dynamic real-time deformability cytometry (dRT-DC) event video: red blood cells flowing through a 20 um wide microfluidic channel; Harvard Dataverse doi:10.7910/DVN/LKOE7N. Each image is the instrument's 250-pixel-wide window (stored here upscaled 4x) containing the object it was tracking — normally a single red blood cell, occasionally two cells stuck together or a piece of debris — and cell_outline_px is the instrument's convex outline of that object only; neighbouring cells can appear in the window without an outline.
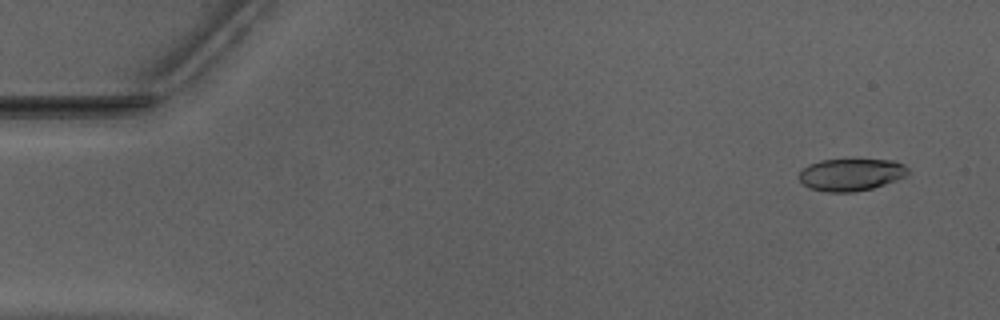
{"species": "Egyptian fruit bat (a non-hibernating species)", "species_latin": "Rousettus aegyptiacus", "temperature_condition": "warm", "stored_images_in_passage": 6, "camera_frame_rate_fps": 3000, "um_per_image_px": 0.085, "animal": {"sex": "male"}, "frame": {"image": 1, "passage_image": 4, "time_ms": 1.0, "image_size_px": [1000, 320], "cell_outline_px": [[908, 172], [904, 176], [896, 180], [872, 188], [852, 192], [824, 192], [808, 188], [796, 176], [808, 164], [820, 160], [896, 160], [904, 164], [908, 168]], "centroid_in_image_um": [72.3, 14.84], "position_along_channel_um": 12.7, "area_um2": 20.46}}